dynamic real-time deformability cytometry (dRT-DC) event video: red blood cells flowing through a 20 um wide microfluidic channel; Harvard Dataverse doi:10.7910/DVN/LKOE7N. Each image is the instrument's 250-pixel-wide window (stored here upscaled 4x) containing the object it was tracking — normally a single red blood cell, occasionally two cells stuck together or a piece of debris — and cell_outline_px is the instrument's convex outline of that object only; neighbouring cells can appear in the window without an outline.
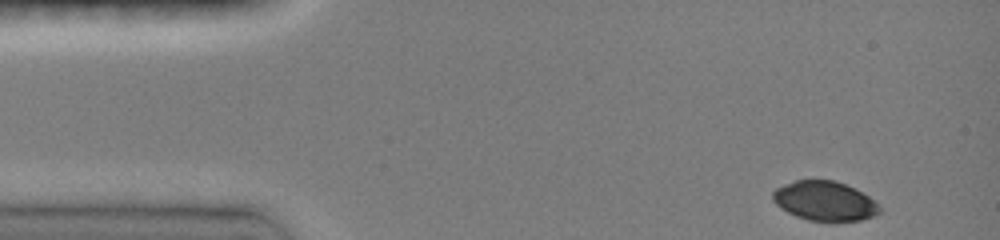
{"species": "common noctule bat (a hibernating species)", "species_latin": "Nyctalus noctula", "temperature_condition": "room temperature", "stored_images_in_passage": 4, "camera_frame_rate_fps": 3000, "um_per_image_px": 0.085, "animal": {"sex": "female", "body_mass_g": 19.0, "forearm_length_mm": 51.5}, "frame": {"image": 1, "passage_image": 1, "time_ms": 0.0, "image_size_px": [1000, 240], "cell_outline_px": [[880, 212], [872, 216], [860, 220], [836, 224], [832, 224], [808, 220], [796, 216], [780, 208], [772, 200], [772, 192], [776, 188], [784, 184], [796, 180], [836, 180], [856, 188], [880, 204]], "centroid_in_image_um": [70.11, 17.12], "position_along_channel_um": 14.9, "area_um2": 25.32}}
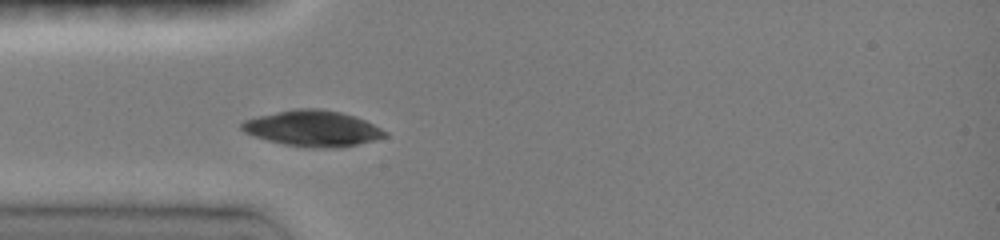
{"frame": {"image": 2, "passage_image": 4, "time_ms": 3.333, "image_size_px": [1000, 240], "cell_outline_px": [[388, 136], [340, 148], [308, 148], [284, 144], [268, 140], [244, 132], [240, 128], [240, 124], [244, 120], [256, 116], [296, 108], [320, 108], [340, 112], [356, 116], [388, 132]], "centroid_in_image_um": [26.57, 10.91], "position_along_channel_um": 58.4, "area_um2": 29.94}}